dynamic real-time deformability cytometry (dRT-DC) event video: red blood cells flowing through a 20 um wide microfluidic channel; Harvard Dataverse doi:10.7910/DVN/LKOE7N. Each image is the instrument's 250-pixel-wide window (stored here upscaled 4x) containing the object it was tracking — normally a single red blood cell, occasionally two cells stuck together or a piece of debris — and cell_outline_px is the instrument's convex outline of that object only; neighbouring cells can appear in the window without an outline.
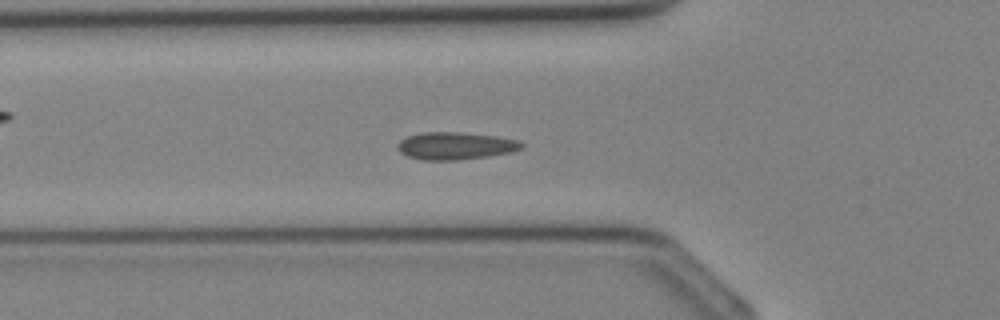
{"species": "Egyptian fruit bat (a non-hibernating species)", "species_latin": "Rousettus aegyptiacus", "temperature_condition": "cold", "stored_images_in_passage": 28, "camera_frame_rate_fps": 3000, "um_per_image_px": 0.085, "animal": {"sex": "female"}, "frame": {"image": 1, "passage_image": 4, "time_ms": 1.0, "image_size_px": [1000, 320], "cell_outline_px": [[524, 148], [512, 152], [488, 156], [456, 160], [424, 160], [408, 156], [400, 152], [396, 148], [396, 144], [400, 140], [408, 136], [420, 132], [460, 132], [496, 136], [520, 140], [524, 144]], "centroid_in_image_um": [38.72, 12.39], "position_along_channel_um": 87.1, "area_um2": 20.0}}
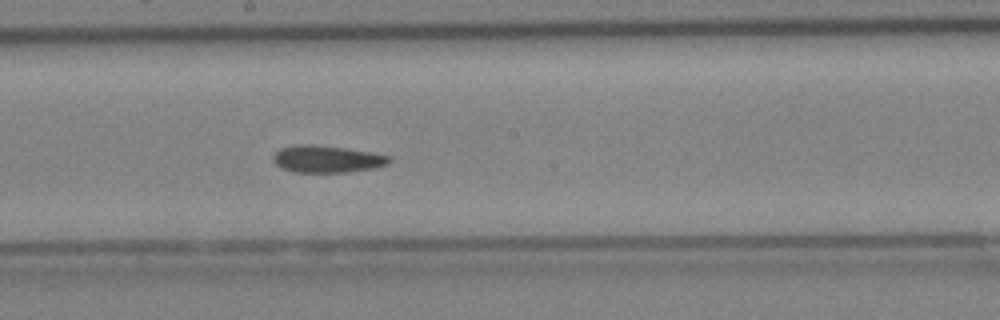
{"frame": {"image": 2, "passage_image": 11, "time_ms": 3.333, "image_size_px": [1000, 320], "cell_outline_px": [[392, 160], [388, 164], [376, 168], [348, 172], [296, 172], [280, 168], [272, 160], [272, 156], [280, 148], [296, 144], [312, 144], [344, 148], [372, 152], [392, 156]], "centroid_in_image_um": [27.81, 13.52], "position_along_channel_um": 220.4, "area_um2": 18.55}}
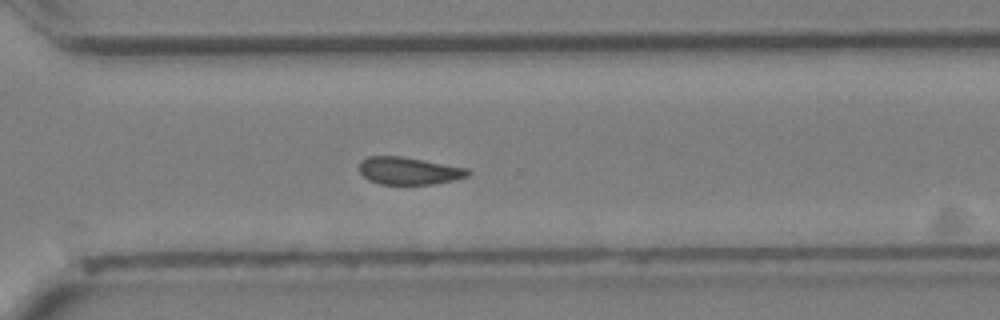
{"frame": {"image": 3, "passage_image": 17, "time_ms": 5.333, "image_size_px": [1000, 320], "cell_outline_px": [[472, 172], [468, 176], [452, 180], [432, 184], [380, 184], [368, 180], [360, 172], [360, 160], [368, 156], [400, 156], [468, 168]], "centroid_in_image_um": [34.74, 14.52], "position_along_channel_um": 335.9, "area_um2": 17.28}}